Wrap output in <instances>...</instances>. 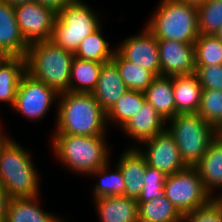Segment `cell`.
Wrapping results in <instances>:
<instances>
[{
  "mask_svg": "<svg viewBox=\"0 0 222 222\" xmlns=\"http://www.w3.org/2000/svg\"><path fill=\"white\" fill-rule=\"evenodd\" d=\"M57 103L56 129L53 134L106 136V112L92 93L64 92Z\"/></svg>",
  "mask_w": 222,
  "mask_h": 222,
  "instance_id": "cell-1",
  "label": "cell"
},
{
  "mask_svg": "<svg viewBox=\"0 0 222 222\" xmlns=\"http://www.w3.org/2000/svg\"><path fill=\"white\" fill-rule=\"evenodd\" d=\"M52 148L69 170L90 175L109 161L105 136L52 134Z\"/></svg>",
  "mask_w": 222,
  "mask_h": 222,
  "instance_id": "cell-2",
  "label": "cell"
},
{
  "mask_svg": "<svg viewBox=\"0 0 222 222\" xmlns=\"http://www.w3.org/2000/svg\"><path fill=\"white\" fill-rule=\"evenodd\" d=\"M74 52L53 44L50 40L29 45L26 72L54 89L58 94L69 91Z\"/></svg>",
  "mask_w": 222,
  "mask_h": 222,
  "instance_id": "cell-3",
  "label": "cell"
},
{
  "mask_svg": "<svg viewBox=\"0 0 222 222\" xmlns=\"http://www.w3.org/2000/svg\"><path fill=\"white\" fill-rule=\"evenodd\" d=\"M146 27L157 40L194 44L199 36L197 6L182 0H160Z\"/></svg>",
  "mask_w": 222,
  "mask_h": 222,
  "instance_id": "cell-4",
  "label": "cell"
},
{
  "mask_svg": "<svg viewBox=\"0 0 222 222\" xmlns=\"http://www.w3.org/2000/svg\"><path fill=\"white\" fill-rule=\"evenodd\" d=\"M30 153L12 139L0 155V184L10 198L40 195L39 176Z\"/></svg>",
  "mask_w": 222,
  "mask_h": 222,
  "instance_id": "cell-5",
  "label": "cell"
},
{
  "mask_svg": "<svg viewBox=\"0 0 222 222\" xmlns=\"http://www.w3.org/2000/svg\"><path fill=\"white\" fill-rule=\"evenodd\" d=\"M168 122L166 130L174 138L187 167H194L200 161L219 133L198 113L177 114Z\"/></svg>",
  "mask_w": 222,
  "mask_h": 222,
  "instance_id": "cell-6",
  "label": "cell"
},
{
  "mask_svg": "<svg viewBox=\"0 0 222 222\" xmlns=\"http://www.w3.org/2000/svg\"><path fill=\"white\" fill-rule=\"evenodd\" d=\"M99 19L83 0L67 4L57 11L49 40L63 49L75 52L82 40L102 26Z\"/></svg>",
  "mask_w": 222,
  "mask_h": 222,
  "instance_id": "cell-7",
  "label": "cell"
},
{
  "mask_svg": "<svg viewBox=\"0 0 222 222\" xmlns=\"http://www.w3.org/2000/svg\"><path fill=\"white\" fill-rule=\"evenodd\" d=\"M164 195L182 214H188L206 205L212 197L205 191L198 171L194 167L168 175Z\"/></svg>",
  "mask_w": 222,
  "mask_h": 222,
  "instance_id": "cell-8",
  "label": "cell"
},
{
  "mask_svg": "<svg viewBox=\"0 0 222 222\" xmlns=\"http://www.w3.org/2000/svg\"><path fill=\"white\" fill-rule=\"evenodd\" d=\"M59 94L45 83L27 72L22 76L13 109L29 120H40L46 116Z\"/></svg>",
  "mask_w": 222,
  "mask_h": 222,
  "instance_id": "cell-9",
  "label": "cell"
},
{
  "mask_svg": "<svg viewBox=\"0 0 222 222\" xmlns=\"http://www.w3.org/2000/svg\"><path fill=\"white\" fill-rule=\"evenodd\" d=\"M14 9L20 31L29 45L50 39L57 17L56 10L38 1L16 4Z\"/></svg>",
  "mask_w": 222,
  "mask_h": 222,
  "instance_id": "cell-10",
  "label": "cell"
},
{
  "mask_svg": "<svg viewBox=\"0 0 222 222\" xmlns=\"http://www.w3.org/2000/svg\"><path fill=\"white\" fill-rule=\"evenodd\" d=\"M146 149L137 148L144 155L147 165L163 172L166 176L185 170L187 166L182 161L174 138L167 130L145 141ZM140 147V148H139Z\"/></svg>",
  "mask_w": 222,
  "mask_h": 222,
  "instance_id": "cell-11",
  "label": "cell"
},
{
  "mask_svg": "<svg viewBox=\"0 0 222 222\" xmlns=\"http://www.w3.org/2000/svg\"><path fill=\"white\" fill-rule=\"evenodd\" d=\"M140 34L126 38L116 50L126 59L144 69L152 71L156 76L161 75L158 40L145 26Z\"/></svg>",
  "mask_w": 222,
  "mask_h": 222,
  "instance_id": "cell-12",
  "label": "cell"
},
{
  "mask_svg": "<svg viewBox=\"0 0 222 222\" xmlns=\"http://www.w3.org/2000/svg\"><path fill=\"white\" fill-rule=\"evenodd\" d=\"M161 76L192 75L196 71L194 44L158 40Z\"/></svg>",
  "mask_w": 222,
  "mask_h": 222,
  "instance_id": "cell-13",
  "label": "cell"
},
{
  "mask_svg": "<svg viewBox=\"0 0 222 222\" xmlns=\"http://www.w3.org/2000/svg\"><path fill=\"white\" fill-rule=\"evenodd\" d=\"M166 120L147 101L122 127L128 136L139 144L152 139L166 130Z\"/></svg>",
  "mask_w": 222,
  "mask_h": 222,
  "instance_id": "cell-14",
  "label": "cell"
},
{
  "mask_svg": "<svg viewBox=\"0 0 222 222\" xmlns=\"http://www.w3.org/2000/svg\"><path fill=\"white\" fill-rule=\"evenodd\" d=\"M28 47L17 23L14 6L0 0V50L10 57H26Z\"/></svg>",
  "mask_w": 222,
  "mask_h": 222,
  "instance_id": "cell-15",
  "label": "cell"
},
{
  "mask_svg": "<svg viewBox=\"0 0 222 222\" xmlns=\"http://www.w3.org/2000/svg\"><path fill=\"white\" fill-rule=\"evenodd\" d=\"M202 180L205 191L214 198L216 189L222 190V133L210 142L207 151L194 166ZM214 195V196H213Z\"/></svg>",
  "mask_w": 222,
  "mask_h": 222,
  "instance_id": "cell-16",
  "label": "cell"
},
{
  "mask_svg": "<svg viewBox=\"0 0 222 222\" xmlns=\"http://www.w3.org/2000/svg\"><path fill=\"white\" fill-rule=\"evenodd\" d=\"M120 156L117 165L124 178L125 196L137 200L144 186L146 159L137 146L126 148Z\"/></svg>",
  "mask_w": 222,
  "mask_h": 222,
  "instance_id": "cell-17",
  "label": "cell"
},
{
  "mask_svg": "<svg viewBox=\"0 0 222 222\" xmlns=\"http://www.w3.org/2000/svg\"><path fill=\"white\" fill-rule=\"evenodd\" d=\"M128 91L116 65L110 61L102 65L95 90L92 92L100 107L107 113Z\"/></svg>",
  "mask_w": 222,
  "mask_h": 222,
  "instance_id": "cell-18",
  "label": "cell"
},
{
  "mask_svg": "<svg viewBox=\"0 0 222 222\" xmlns=\"http://www.w3.org/2000/svg\"><path fill=\"white\" fill-rule=\"evenodd\" d=\"M100 222H139L137 200L119 196H106L94 200Z\"/></svg>",
  "mask_w": 222,
  "mask_h": 222,
  "instance_id": "cell-19",
  "label": "cell"
},
{
  "mask_svg": "<svg viewBox=\"0 0 222 222\" xmlns=\"http://www.w3.org/2000/svg\"><path fill=\"white\" fill-rule=\"evenodd\" d=\"M173 81L175 115L197 113L202 97V90L197 75L170 76Z\"/></svg>",
  "mask_w": 222,
  "mask_h": 222,
  "instance_id": "cell-20",
  "label": "cell"
},
{
  "mask_svg": "<svg viewBox=\"0 0 222 222\" xmlns=\"http://www.w3.org/2000/svg\"><path fill=\"white\" fill-rule=\"evenodd\" d=\"M39 197L11 198L6 222H64L62 218L42 209L38 204Z\"/></svg>",
  "mask_w": 222,
  "mask_h": 222,
  "instance_id": "cell-21",
  "label": "cell"
},
{
  "mask_svg": "<svg viewBox=\"0 0 222 222\" xmlns=\"http://www.w3.org/2000/svg\"><path fill=\"white\" fill-rule=\"evenodd\" d=\"M144 94L146 101L156 109L164 120L167 121L175 116V99L171 77L156 76Z\"/></svg>",
  "mask_w": 222,
  "mask_h": 222,
  "instance_id": "cell-22",
  "label": "cell"
},
{
  "mask_svg": "<svg viewBox=\"0 0 222 222\" xmlns=\"http://www.w3.org/2000/svg\"><path fill=\"white\" fill-rule=\"evenodd\" d=\"M26 73L25 57H9L0 67V103L14 107L22 76Z\"/></svg>",
  "mask_w": 222,
  "mask_h": 222,
  "instance_id": "cell-23",
  "label": "cell"
},
{
  "mask_svg": "<svg viewBox=\"0 0 222 222\" xmlns=\"http://www.w3.org/2000/svg\"><path fill=\"white\" fill-rule=\"evenodd\" d=\"M103 64L74 57L71 64L69 91L92 93L96 88Z\"/></svg>",
  "mask_w": 222,
  "mask_h": 222,
  "instance_id": "cell-24",
  "label": "cell"
},
{
  "mask_svg": "<svg viewBox=\"0 0 222 222\" xmlns=\"http://www.w3.org/2000/svg\"><path fill=\"white\" fill-rule=\"evenodd\" d=\"M119 70L120 77L128 90L145 92L151 85L152 80L156 75L148 70L140 67L139 65L126 60L117 50L111 60Z\"/></svg>",
  "mask_w": 222,
  "mask_h": 222,
  "instance_id": "cell-25",
  "label": "cell"
},
{
  "mask_svg": "<svg viewBox=\"0 0 222 222\" xmlns=\"http://www.w3.org/2000/svg\"><path fill=\"white\" fill-rule=\"evenodd\" d=\"M183 215L163 194L138 204L139 222H181Z\"/></svg>",
  "mask_w": 222,
  "mask_h": 222,
  "instance_id": "cell-26",
  "label": "cell"
},
{
  "mask_svg": "<svg viewBox=\"0 0 222 222\" xmlns=\"http://www.w3.org/2000/svg\"><path fill=\"white\" fill-rule=\"evenodd\" d=\"M101 30L102 27L81 41L80 45L74 52L76 58L101 62L104 64L113 59L116 49L114 50L109 47V42L106 41Z\"/></svg>",
  "mask_w": 222,
  "mask_h": 222,
  "instance_id": "cell-27",
  "label": "cell"
},
{
  "mask_svg": "<svg viewBox=\"0 0 222 222\" xmlns=\"http://www.w3.org/2000/svg\"><path fill=\"white\" fill-rule=\"evenodd\" d=\"M109 165L108 161L104 166L90 174V176L100 178L93 188V200L106 196H125V182L119 166L117 165L112 172L109 170Z\"/></svg>",
  "mask_w": 222,
  "mask_h": 222,
  "instance_id": "cell-28",
  "label": "cell"
},
{
  "mask_svg": "<svg viewBox=\"0 0 222 222\" xmlns=\"http://www.w3.org/2000/svg\"><path fill=\"white\" fill-rule=\"evenodd\" d=\"M145 101L146 97L143 92L128 90L106 113L107 124L109 122H114L117 126L119 124L121 128L138 110H140Z\"/></svg>",
  "mask_w": 222,
  "mask_h": 222,
  "instance_id": "cell-29",
  "label": "cell"
},
{
  "mask_svg": "<svg viewBox=\"0 0 222 222\" xmlns=\"http://www.w3.org/2000/svg\"><path fill=\"white\" fill-rule=\"evenodd\" d=\"M195 67L222 64V42L215 35L199 34L194 43Z\"/></svg>",
  "mask_w": 222,
  "mask_h": 222,
  "instance_id": "cell-30",
  "label": "cell"
},
{
  "mask_svg": "<svg viewBox=\"0 0 222 222\" xmlns=\"http://www.w3.org/2000/svg\"><path fill=\"white\" fill-rule=\"evenodd\" d=\"M197 113L218 132H222V90L203 89Z\"/></svg>",
  "mask_w": 222,
  "mask_h": 222,
  "instance_id": "cell-31",
  "label": "cell"
},
{
  "mask_svg": "<svg viewBox=\"0 0 222 222\" xmlns=\"http://www.w3.org/2000/svg\"><path fill=\"white\" fill-rule=\"evenodd\" d=\"M200 34L215 35L222 27V0H208L197 7Z\"/></svg>",
  "mask_w": 222,
  "mask_h": 222,
  "instance_id": "cell-32",
  "label": "cell"
},
{
  "mask_svg": "<svg viewBox=\"0 0 222 222\" xmlns=\"http://www.w3.org/2000/svg\"><path fill=\"white\" fill-rule=\"evenodd\" d=\"M166 177L163 172L146 164V171L142 178L144 186L141 195L137 199V204L150 201L163 195Z\"/></svg>",
  "mask_w": 222,
  "mask_h": 222,
  "instance_id": "cell-33",
  "label": "cell"
},
{
  "mask_svg": "<svg viewBox=\"0 0 222 222\" xmlns=\"http://www.w3.org/2000/svg\"><path fill=\"white\" fill-rule=\"evenodd\" d=\"M181 222H222V206L212 198L206 205L183 215Z\"/></svg>",
  "mask_w": 222,
  "mask_h": 222,
  "instance_id": "cell-34",
  "label": "cell"
},
{
  "mask_svg": "<svg viewBox=\"0 0 222 222\" xmlns=\"http://www.w3.org/2000/svg\"><path fill=\"white\" fill-rule=\"evenodd\" d=\"M195 74L203 89L222 90V64L196 67Z\"/></svg>",
  "mask_w": 222,
  "mask_h": 222,
  "instance_id": "cell-35",
  "label": "cell"
},
{
  "mask_svg": "<svg viewBox=\"0 0 222 222\" xmlns=\"http://www.w3.org/2000/svg\"><path fill=\"white\" fill-rule=\"evenodd\" d=\"M9 195L6 193L3 186L0 184V222H6L8 213V204L10 201Z\"/></svg>",
  "mask_w": 222,
  "mask_h": 222,
  "instance_id": "cell-36",
  "label": "cell"
},
{
  "mask_svg": "<svg viewBox=\"0 0 222 222\" xmlns=\"http://www.w3.org/2000/svg\"><path fill=\"white\" fill-rule=\"evenodd\" d=\"M38 1L41 4L49 6L54 10L58 11L60 8H63L67 4H71L77 0H34Z\"/></svg>",
  "mask_w": 222,
  "mask_h": 222,
  "instance_id": "cell-37",
  "label": "cell"
},
{
  "mask_svg": "<svg viewBox=\"0 0 222 222\" xmlns=\"http://www.w3.org/2000/svg\"><path fill=\"white\" fill-rule=\"evenodd\" d=\"M4 132L1 130L0 126V155L2 150L6 147V145L12 140L8 135L3 134Z\"/></svg>",
  "mask_w": 222,
  "mask_h": 222,
  "instance_id": "cell-38",
  "label": "cell"
},
{
  "mask_svg": "<svg viewBox=\"0 0 222 222\" xmlns=\"http://www.w3.org/2000/svg\"><path fill=\"white\" fill-rule=\"evenodd\" d=\"M182 1H184L185 3L192 4V5H195V6L198 7L199 5H201L204 2H207L208 0H182Z\"/></svg>",
  "mask_w": 222,
  "mask_h": 222,
  "instance_id": "cell-39",
  "label": "cell"
},
{
  "mask_svg": "<svg viewBox=\"0 0 222 222\" xmlns=\"http://www.w3.org/2000/svg\"><path fill=\"white\" fill-rule=\"evenodd\" d=\"M10 56L6 53L0 50V67L4 64V62L9 58Z\"/></svg>",
  "mask_w": 222,
  "mask_h": 222,
  "instance_id": "cell-40",
  "label": "cell"
},
{
  "mask_svg": "<svg viewBox=\"0 0 222 222\" xmlns=\"http://www.w3.org/2000/svg\"><path fill=\"white\" fill-rule=\"evenodd\" d=\"M6 2H8L9 4L11 5H16V4H20V3H26V2H31V1H34V0H4Z\"/></svg>",
  "mask_w": 222,
  "mask_h": 222,
  "instance_id": "cell-41",
  "label": "cell"
},
{
  "mask_svg": "<svg viewBox=\"0 0 222 222\" xmlns=\"http://www.w3.org/2000/svg\"><path fill=\"white\" fill-rule=\"evenodd\" d=\"M221 194V195H220ZM214 197V199L222 206V191L221 193Z\"/></svg>",
  "mask_w": 222,
  "mask_h": 222,
  "instance_id": "cell-42",
  "label": "cell"
},
{
  "mask_svg": "<svg viewBox=\"0 0 222 222\" xmlns=\"http://www.w3.org/2000/svg\"><path fill=\"white\" fill-rule=\"evenodd\" d=\"M215 36L222 42V27L220 30L215 34Z\"/></svg>",
  "mask_w": 222,
  "mask_h": 222,
  "instance_id": "cell-43",
  "label": "cell"
}]
</instances>
